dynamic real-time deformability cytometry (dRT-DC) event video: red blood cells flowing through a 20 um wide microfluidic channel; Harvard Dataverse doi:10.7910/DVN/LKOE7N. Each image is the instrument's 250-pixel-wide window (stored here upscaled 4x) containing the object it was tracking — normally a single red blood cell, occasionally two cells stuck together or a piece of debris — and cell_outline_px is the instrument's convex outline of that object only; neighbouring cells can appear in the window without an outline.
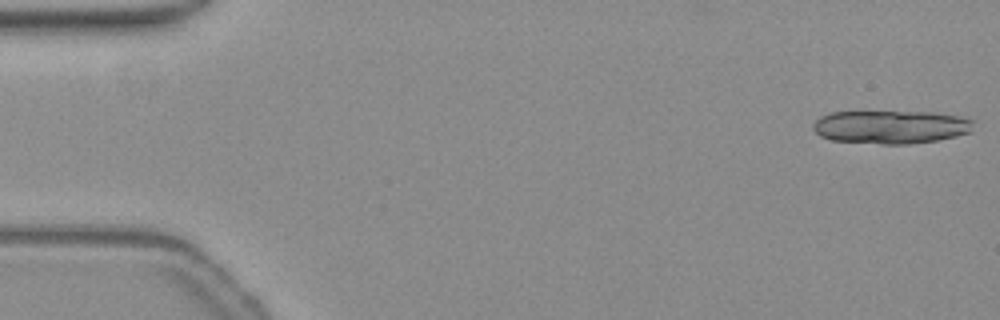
{"species": "common noctule bat (a hibernating species)", "species_latin": "Nyctalus noctula", "temperature_condition": "warm", "stored_images_in_passage": 14, "camera_frame_rate_fps": 3000, "um_per_image_px": 0.085, "animal": {"sex": "female", "body_mass_g": 19.3, "forearm_length_mm": 54.1}, "frame": {"image": 1, "passage_image": 1, "time_ms": 0.0, "image_size_px": [1000, 320], "cell_outline_px": [[972, 120], [968, 132], [956, 136], [936, 140], [908, 144], [884, 144], [832, 140], [820, 136], [812, 128], [812, 124], [820, 116], [828, 112], [932, 112], [956, 116]], "centroid_in_image_um": [75.63, 10.79], "position_along_channel_um": 9.4, "area_um2": 30.75}}